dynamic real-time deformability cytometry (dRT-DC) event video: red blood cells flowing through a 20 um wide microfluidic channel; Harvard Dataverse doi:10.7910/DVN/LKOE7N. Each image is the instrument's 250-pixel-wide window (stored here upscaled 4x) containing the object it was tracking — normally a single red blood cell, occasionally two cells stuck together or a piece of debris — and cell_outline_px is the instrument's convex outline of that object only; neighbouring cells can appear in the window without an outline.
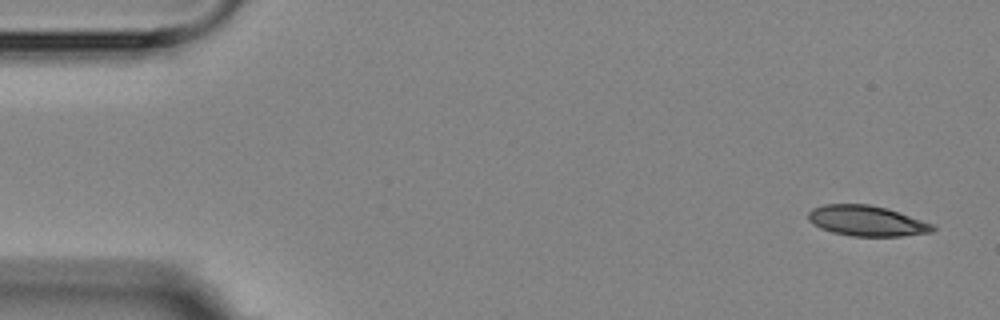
{"species": "Egyptian fruit bat (a non-hibernating species)", "species_latin": "Rousettus aegyptiacus", "temperature_condition": "room temperature", "stored_images_in_passage": 3, "camera_frame_rate_fps": 3000, "um_per_image_px": 0.085, "animal": {"sex": "female"}, "frame": {"image": 1, "passage_image": 1, "time_ms": 0.0, "image_size_px": [1000, 320], "cell_outline_px": [[936, 228], [932, 232], [900, 236], [852, 236], [832, 232], [820, 228], [812, 224], [808, 220], [808, 212], [812, 208], [824, 204], [868, 204], [888, 208], [936, 224]], "centroid_in_image_um": [73.69, 18.76], "position_along_channel_um": 11.3, "area_um2": 22.37}}